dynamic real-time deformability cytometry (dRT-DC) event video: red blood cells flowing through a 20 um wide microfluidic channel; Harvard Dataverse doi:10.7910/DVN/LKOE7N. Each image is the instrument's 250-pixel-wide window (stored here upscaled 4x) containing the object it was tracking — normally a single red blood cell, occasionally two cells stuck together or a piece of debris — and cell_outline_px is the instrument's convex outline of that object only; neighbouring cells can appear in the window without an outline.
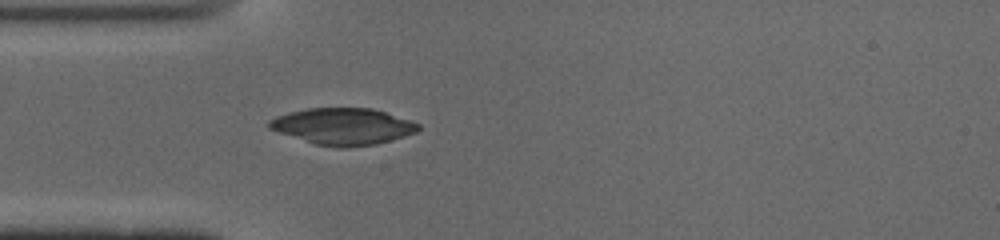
{"species": "common noctule bat (a hibernating species)", "species_latin": "Nyctalus noctula", "temperature_condition": "cold", "stored_images_in_passage": 37, "camera_frame_rate_fps": 3000, "um_per_image_px": 0.085, "animal": {"sex": "male", "body_mass_g": 19.0, "forearm_length_mm": 50.8}, "frame": {"image": 1, "passage_image": 1, "time_ms": 0.0, "image_size_px": [1000, 240], "cell_outline_px": [[420, 128], [416, 132], [404, 136], [376, 144], [348, 148], [336, 148], [316, 144], [268, 128], [268, 120], [276, 116], [308, 108], [372, 108], [412, 120], [420, 124]], "centroid_in_image_um": [29.19, 10.74], "position_along_channel_um": 55.8, "area_um2": 31.67}}
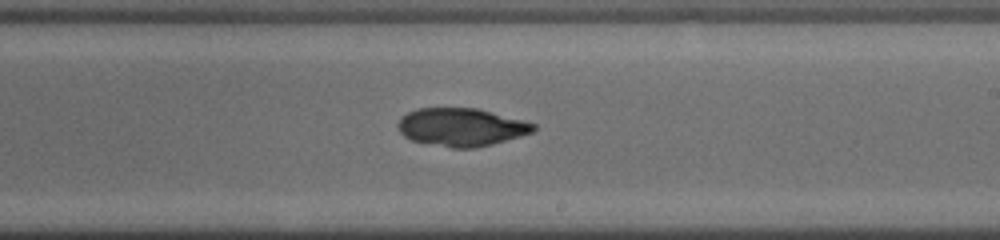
{"frame": {"image": 2, "passage_image": 16, "time_ms": 5.0, "image_size_px": [1000, 240], "cell_outline_px": [[536, 128], [532, 132], [520, 136], [492, 144], [476, 148], [452, 148], [412, 140], [404, 136], [400, 132], [396, 124], [400, 116], [416, 108], [476, 108], [536, 124]], "centroid_in_image_um": [39.16, 10.8], "position_along_channel_um": 249.8, "area_um2": 29.88}}
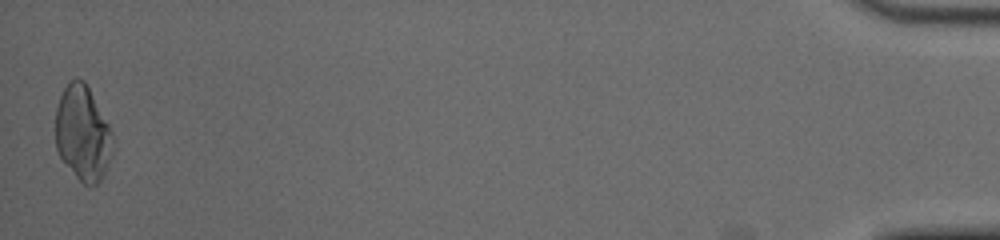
{"frame": {"image": 3, "passage_image": 37, "time_ms": 12.0, "image_size_px": [1000, 240], "cell_outline_px": [[112, 156], [104, 176], [96, 184], [84, 184], [76, 176], [60, 156], [56, 148], [56, 108], [60, 96], [68, 80], [76, 76], [84, 80], [108, 124], [112, 132]], "centroid_in_image_um": [7.03, 11.3], "position_along_channel_um": 428.2, "area_um2": 31.5}, "authors_computed_cell_mechanics": {"area_um2": 29.767, "velocity_mm_per_s": 3.9434, "shape_relaxation_time_tau1_ms": null, "shape_relaxation_time_tau2_ms": 2.5833, "deformation_change_tau1": null, "deformation_change_tau2": 0.0606}}